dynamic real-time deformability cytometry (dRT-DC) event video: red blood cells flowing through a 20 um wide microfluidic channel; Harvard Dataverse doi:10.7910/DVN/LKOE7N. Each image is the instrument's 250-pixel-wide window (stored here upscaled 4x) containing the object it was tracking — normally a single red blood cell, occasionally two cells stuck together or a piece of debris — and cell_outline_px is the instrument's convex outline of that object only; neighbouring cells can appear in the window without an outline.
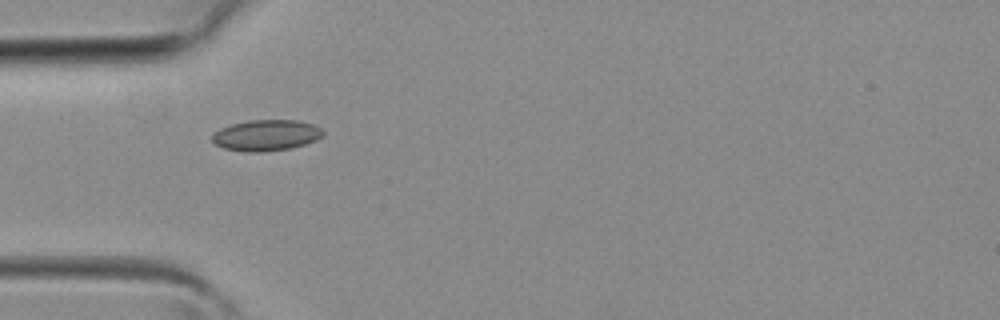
{"species": "common noctule bat (a hibernating species)", "species_latin": "Nyctalus noctula", "temperature_condition": "room temperature", "stored_images_in_passage": 4, "camera_frame_rate_fps": 3000, "um_per_image_px": 0.085, "animal": {"sex": "female", "body_mass_g": 19.3, "forearm_length_mm": 54.1}, "frame": {"image": 1, "passage_image": 4, "time_ms": 1.0, "image_size_px": [1000, 320], "cell_outline_px": [[324, 136], [316, 140], [292, 148], [260, 152], [244, 152], [224, 148], [216, 144], [212, 140], [212, 136], [220, 128], [232, 124], [248, 120], [300, 120], [312, 124], [320, 128], [324, 132]], "centroid_in_image_um": [22.65, 11.5], "position_along_channel_um": 62.4, "area_um2": 20.06}}